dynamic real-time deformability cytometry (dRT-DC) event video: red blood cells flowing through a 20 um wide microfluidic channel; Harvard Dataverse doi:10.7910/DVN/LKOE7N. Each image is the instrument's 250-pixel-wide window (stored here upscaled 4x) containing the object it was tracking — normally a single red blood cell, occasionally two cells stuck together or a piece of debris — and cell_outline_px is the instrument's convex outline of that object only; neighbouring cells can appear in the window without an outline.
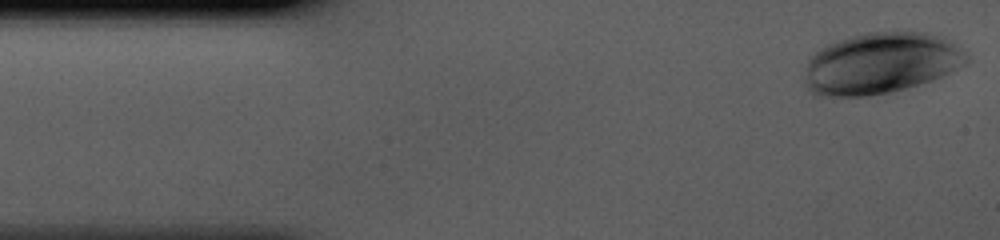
{"species": "human", "species_latin": "Homo sapiens", "temperature_condition": "cold", "stored_images_in_passage": 38, "camera_frame_rate_fps": 3000, "um_per_image_px": 0.085, "donor": {"sex": "male"}, "frame": {"image": 1, "passage_image": 1, "time_ms": 0.0, "image_size_px": [1000, 240], "cell_outline_px": [[968, 60], [964, 64], [932, 80], [920, 84], [892, 92], [868, 96], [812, 96], [804, 84], [804, 80], [808, 60], [816, 52], [828, 44], [852, 36], [868, 32], [924, 32], [944, 40], [952, 44], [964, 52], [968, 56]], "centroid_in_image_um": [74.78, 5.41], "position_along_channel_um": 10.2, "area_um2": 57.11}}
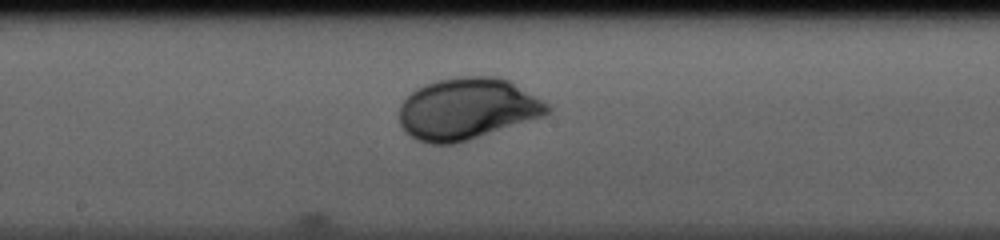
{"frame": {"image": 2, "passage_image": 21, "time_ms": 6.667, "image_size_px": [1000, 240], "cell_outline_px": [[552, 108], [544, 116], [456, 144], [428, 144], [416, 140], [400, 124], [400, 104], [416, 88], [424, 84], [436, 80], [460, 76], [496, 76], [508, 80], [548, 104]], "centroid_in_image_um": [39.7, 9.25], "position_along_channel_um": 208.5, "area_um2": 52.94}}
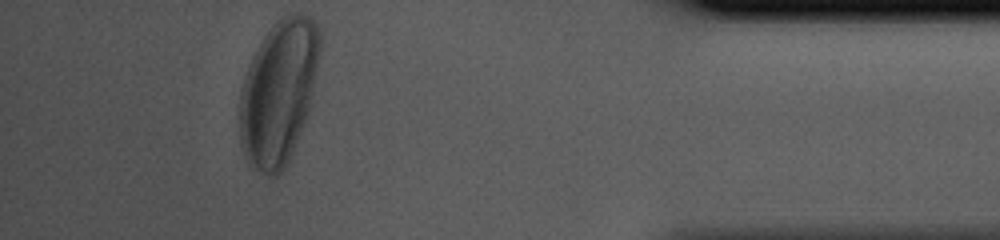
{"frame": {"image": 3, "passage_image": 38, "time_ms": 12.333, "image_size_px": [1000, 240], "cell_outline_px": [[320, 56], [308, 116], [292, 152], [284, 168], [276, 176], [268, 176], [260, 172], [244, 156], [240, 144], [240, 92], [248, 68], [264, 36], [276, 20], [292, 12], [308, 12], [312, 16], [320, 28]], "centroid_in_image_um": [23.73, 7.79], "position_along_channel_um": 411.5, "area_um2": 67.68}}